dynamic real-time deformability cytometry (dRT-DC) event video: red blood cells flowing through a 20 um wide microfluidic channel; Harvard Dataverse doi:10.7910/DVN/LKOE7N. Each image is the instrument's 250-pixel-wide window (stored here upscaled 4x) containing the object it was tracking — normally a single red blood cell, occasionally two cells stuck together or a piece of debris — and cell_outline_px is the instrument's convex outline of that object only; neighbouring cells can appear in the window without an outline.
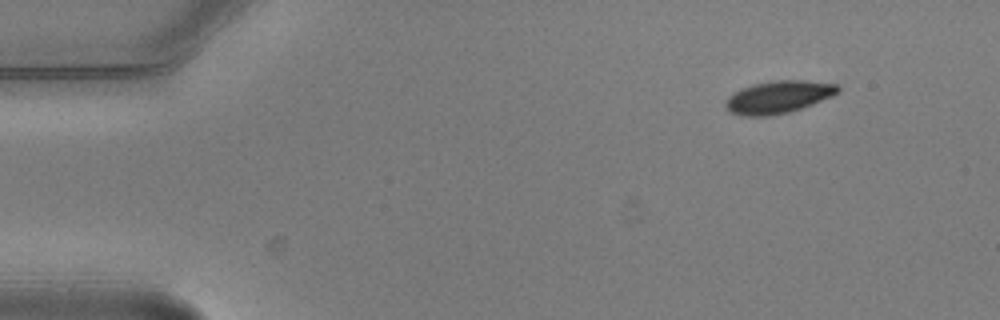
{"species": "common noctule bat (a hibernating species)", "species_latin": "Nyctalus noctula", "temperature_condition": "warm", "stored_images_in_passage": 4, "camera_frame_rate_fps": 3000, "um_per_image_px": 0.085, "animal": {"sex": "male", "body_mass_g": 20.5, "forearm_length_mm": 52.5}, "frame": {"image": 1, "passage_image": 1, "time_ms": 0.0, "image_size_px": [1000, 320], "cell_outline_px": [[840, 92], [832, 96], [812, 104], [788, 112], [768, 116], [744, 116], [728, 112], [724, 104], [728, 96], [740, 88], [752, 84], [776, 80], [804, 80], [836, 84], [840, 88]], "centroid_in_image_um": [66.13, 8.24], "position_along_channel_um": 18.9, "area_um2": 21.33}}
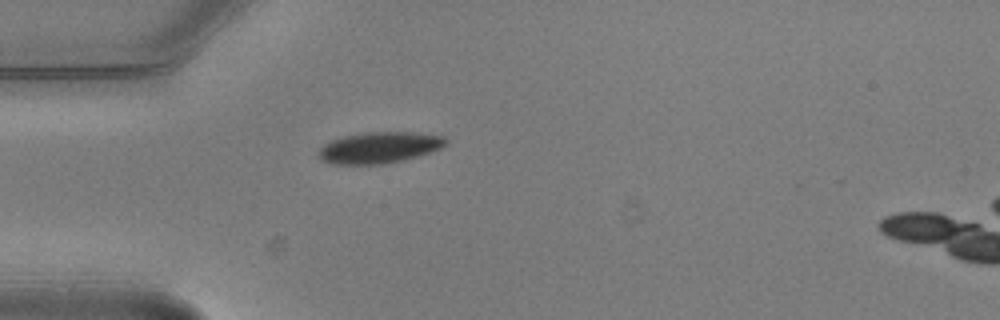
{"frame": {"image": 2, "passage_image": 4, "time_ms": 1.0, "image_size_px": [1000, 320], "cell_outline_px": [[448, 144], [440, 148], [404, 160], [380, 164], [332, 164], [320, 160], [316, 152], [324, 144], [332, 140], [344, 136], [364, 132], [412, 132], [444, 136], [448, 140]], "centroid_in_image_um": [32.21, 12.54], "position_along_channel_um": 52.8, "area_um2": 23.18}}